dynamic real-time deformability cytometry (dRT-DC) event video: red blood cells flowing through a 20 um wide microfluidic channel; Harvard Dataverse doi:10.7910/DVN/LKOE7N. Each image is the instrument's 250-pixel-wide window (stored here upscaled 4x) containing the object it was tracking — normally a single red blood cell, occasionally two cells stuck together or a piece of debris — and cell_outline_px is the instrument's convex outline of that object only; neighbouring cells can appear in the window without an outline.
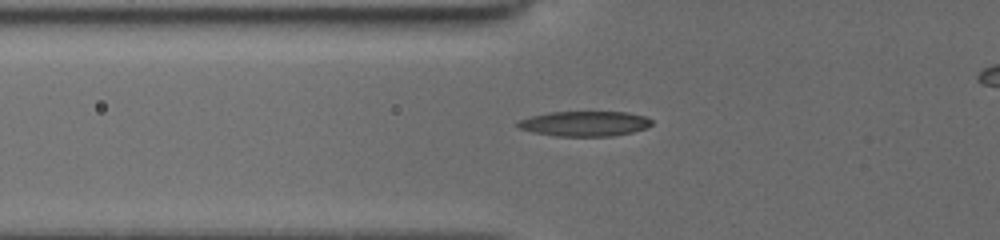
{"species": "common noctule bat (a hibernating species)", "species_latin": "Nyctalus noctula", "temperature_condition": "cold", "stored_images_in_passage": 14, "camera_frame_rate_fps": 3000, "um_per_image_px": 0.085, "animal": {"sex": "female", "body_mass_g": 19.5, "forearm_length_mm": 54.1}, "frame": {"image": 1, "passage_image": 10, "time_ms": 5.667, "image_size_px": [1000, 240], "cell_outline_px": [[652, 124], [644, 128], [632, 132], [612, 136], [556, 136], [536, 132], [520, 128], [516, 124], [516, 120], [548, 112], [628, 112], [644, 116], [652, 120]], "centroid_in_image_um": [49.69, 10.5], "position_along_channel_um": 76.1, "area_um2": 19.42}}
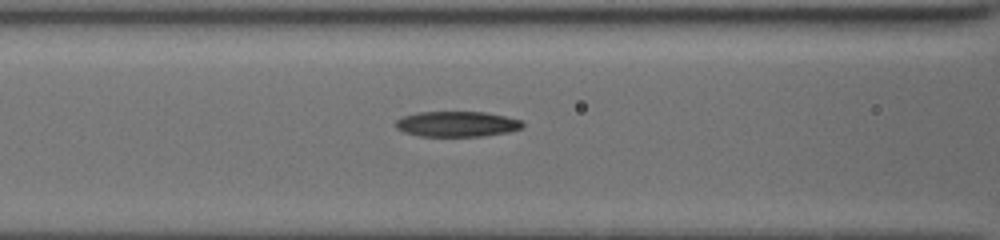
{"frame": {"image": 2, "passage_image": 12, "time_ms": 7.0, "image_size_px": [1000, 240], "cell_outline_px": [[524, 124], [520, 128], [508, 132], [484, 136], [420, 136], [404, 132], [396, 128], [396, 120], [404, 116], [420, 112], [484, 112], [504, 116], [520, 120]], "centroid_in_image_um": [38.82, 10.54], "position_along_channel_um": 127.8, "area_um2": 18.61}}
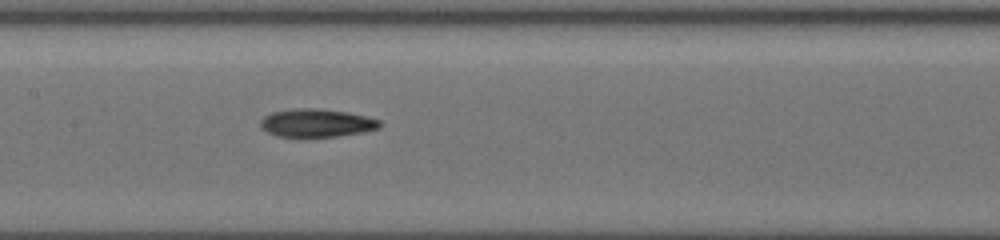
{"frame": {"image": 3, "passage_image": 14, "time_ms": 8.333, "image_size_px": [1000, 240], "cell_outline_px": [[384, 124], [380, 128], [364, 132], [336, 136], [276, 136], [260, 128], [260, 120], [264, 116], [272, 112], [296, 108], [316, 108], [348, 112], [380, 120]], "centroid_in_image_um": [26.92, 10.44], "position_along_channel_um": 180.5, "area_um2": 19.54}}